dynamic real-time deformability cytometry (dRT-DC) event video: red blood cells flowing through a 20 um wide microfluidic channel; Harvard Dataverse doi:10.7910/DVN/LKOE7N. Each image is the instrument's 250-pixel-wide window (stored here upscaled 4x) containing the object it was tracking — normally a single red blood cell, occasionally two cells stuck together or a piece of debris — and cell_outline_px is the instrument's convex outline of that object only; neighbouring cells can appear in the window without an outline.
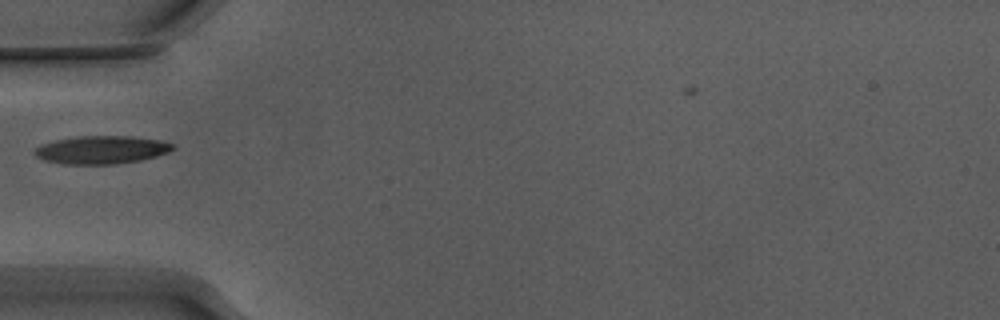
{"species": "Egyptian fruit bat (a non-hibernating species)", "species_latin": "Rousettus aegyptiacus", "temperature_condition": "warm", "stored_images_in_passage": 33, "camera_frame_rate_fps": 3000, "um_per_image_px": 0.085, "animal": {"sex": "male"}, "frame": {"image": 1, "passage_image": 1, "time_ms": 0.0, "image_size_px": [1000, 320], "cell_outline_px": [[176, 148], [168, 152], [156, 156], [140, 160], [116, 164], [64, 164], [44, 160], [36, 156], [32, 152], [40, 144], [56, 140], [80, 136], [132, 136], [160, 140], [172, 144]], "centroid_in_image_um": [8.62, 12.73], "position_along_channel_um": 76.4, "area_um2": 22.54}}
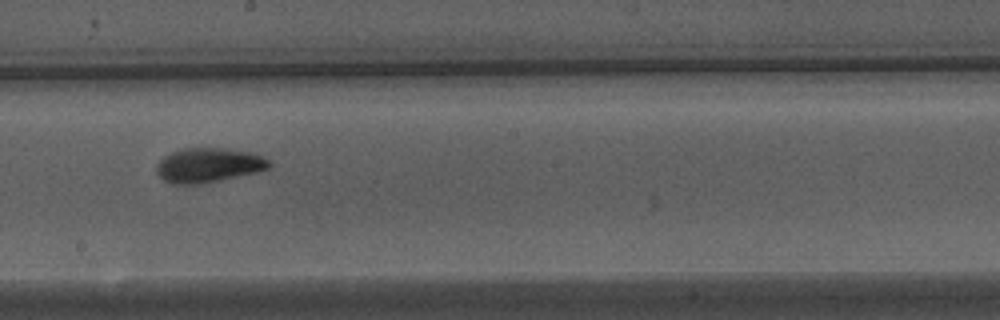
{"frame": {"image": 2, "passage_image": 13, "time_ms": 4.0, "image_size_px": [1000, 320], "cell_outline_px": [[272, 164], [268, 168], [256, 172], [200, 184], [172, 184], [164, 180], [156, 172], [156, 164], [164, 156], [172, 152], [184, 148], [224, 148], [248, 152], [260, 156], [268, 160]], "centroid_in_image_um": [17.68, 14.04], "position_along_channel_um": 230.5, "area_um2": 22.37}}
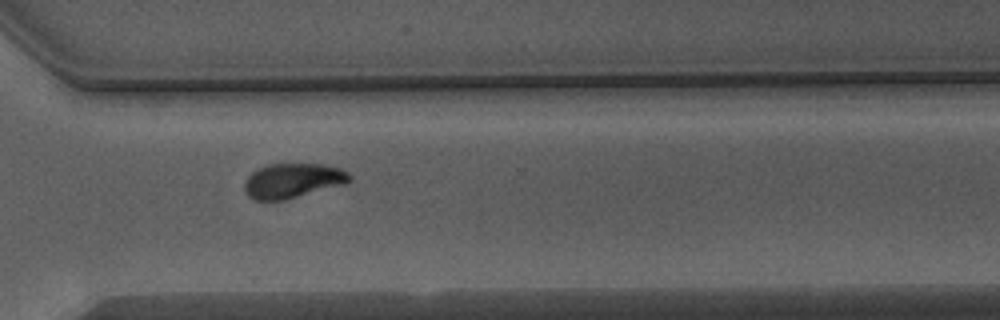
{"frame": {"image": 3, "passage_image": 22, "time_ms": 7.0, "image_size_px": [1000, 320], "cell_outline_px": [[352, 180], [348, 184], [284, 200], [256, 200], [248, 196], [244, 188], [244, 184], [248, 176], [256, 168], [268, 164], [320, 164], [340, 168], [348, 172], [352, 176]], "centroid_in_image_um": [24.92, 15.35], "position_along_channel_um": 345.7, "area_um2": 21.5}}